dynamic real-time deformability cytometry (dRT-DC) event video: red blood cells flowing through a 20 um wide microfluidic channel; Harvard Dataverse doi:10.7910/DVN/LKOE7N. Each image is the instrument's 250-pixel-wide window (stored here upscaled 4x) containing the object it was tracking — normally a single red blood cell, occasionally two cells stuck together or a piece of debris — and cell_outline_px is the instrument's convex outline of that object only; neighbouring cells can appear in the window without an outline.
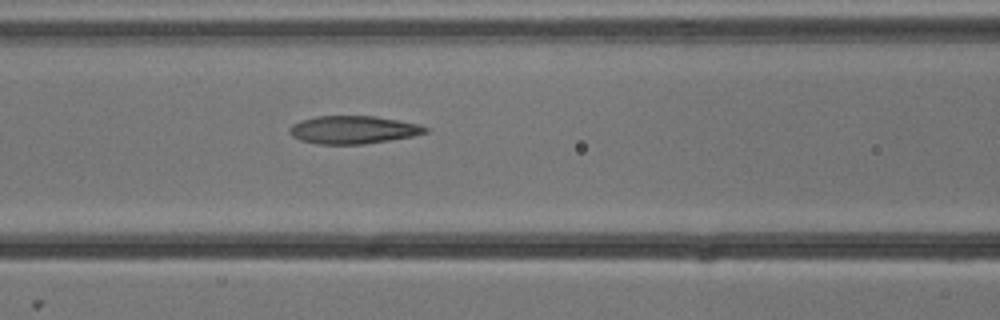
{"species": "common noctule bat (a hibernating species)", "species_latin": "Nyctalus noctula", "temperature_condition": "cold", "stored_images_in_passage": 4, "camera_frame_rate_fps": 3000, "um_per_image_px": 0.085, "animal": {"sex": "male", "body_mass_g": 13.3}, "frame": {"image": 1, "passage_image": 4, "time_ms": 1.0, "image_size_px": [1000, 320], "cell_outline_px": [[428, 132], [412, 136], [364, 144], [316, 144], [300, 140], [292, 136], [288, 132], [288, 128], [292, 124], [300, 120], [316, 116], [372, 116], [420, 124], [428, 128]], "centroid_in_image_um": [29.97, 11.03], "position_along_channel_um": 136.6, "area_um2": 22.08}}